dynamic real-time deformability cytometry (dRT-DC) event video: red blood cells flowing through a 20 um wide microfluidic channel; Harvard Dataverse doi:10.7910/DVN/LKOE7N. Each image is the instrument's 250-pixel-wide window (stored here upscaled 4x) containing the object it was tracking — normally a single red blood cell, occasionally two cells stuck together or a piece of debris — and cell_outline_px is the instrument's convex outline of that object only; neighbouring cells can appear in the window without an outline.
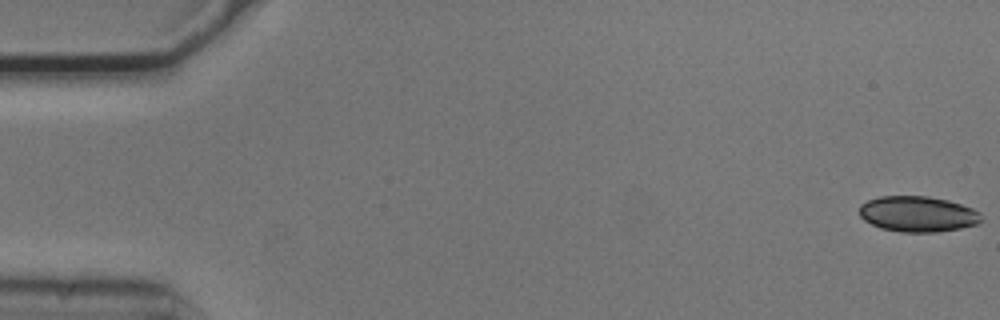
{"species": "common noctule bat (a hibernating species)", "species_latin": "Nyctalus noctula", "temperature_condition": "cold", "stored_images_in_passage": 54, "camera_frame_rate_fps": 3000, "um_per_image_px": 0.085, "animal": {"sex": "male", "body_mass_g": 20.5, "forearm_length_mm": 52.5}, "frame": {"image": 1, "passage_image": 1, "time_ms": 0.0, "image_size_px": [1000, 320], "cell_outline_px": [[984, 220], [976, 224], [960, 228], [936, 232], [900, 232], [880, 228], [864, 220], [860, 216], [860, 204], [868, 200], [880, 196], [928, 196], [948, 200], [972, 208], [980, 212]], "centroid_in_image_um": [78.02, 18.19], "position_along_channel_um": 7.0, "area_um2": 25.43}}
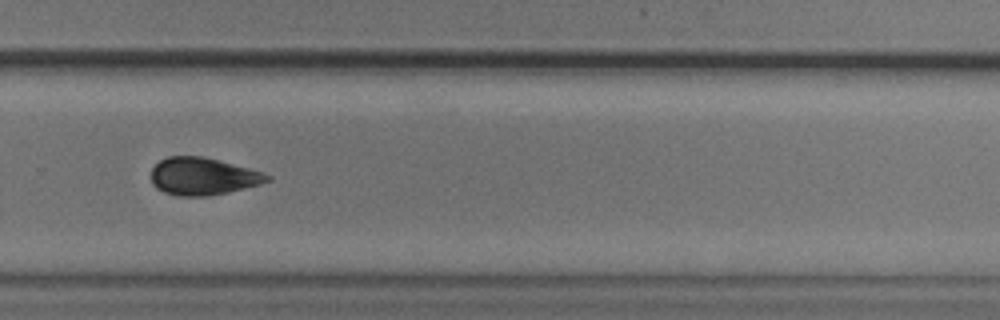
{"frame": {"image": 2, "passage_image": 37, "time_ms": 12.0, "image_size_px": [1000, 320], "cell_outline_px": [[272, 180], [260, 184], [228, 192], [208, 196], [180, 196], [164, 192], [156, 188], [152, 184], [152, 168], [160, 160], [168, 156], [200, 156], [248, 168], [272, 176]], "centroid_in_image_um": [17.23, 15.0], "position_along_channel_um": 312.6, "area_um2": 25.03}}
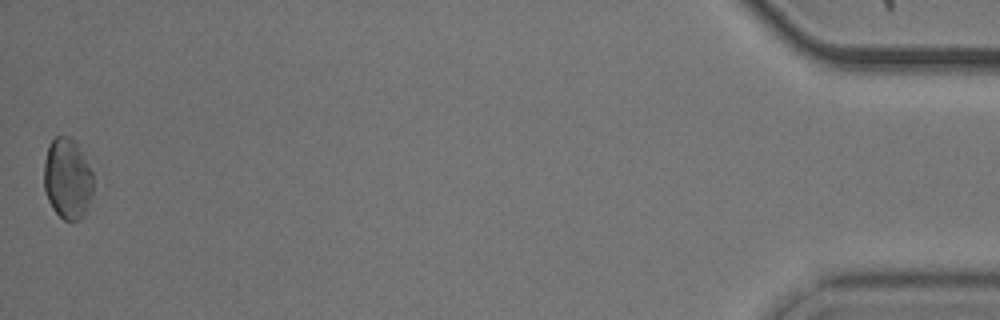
{"frame": {"image": 3, "passage_image": 54, "time_ms": 17.667, "image_size_px": [1000, 320], "cell_outline_px": [[92, 196], [88, 212], [80, 220], [64, 220], [52, 208], [48, 200], [44, 188], [44, 160], [48, 144], [56, 136], [72, 136], [76, 140], [92, 172]], "centroid_in_image_um": [5.74, 15.18], "position_along_channel_um": 429.5, "area_um2": 23.64}, "authors_computed_cell_mechanics": {"area_um2": 25.2586, "velocity_mm_per_s": 3.7218, "shape_relaxation_time_tau1_ms": 5.2271, "shape_relaxation_time_tau2_ms": 4.5906, "deformation_change_tau1": 0.0999, "deformation_change_tau2": 0.0887}}